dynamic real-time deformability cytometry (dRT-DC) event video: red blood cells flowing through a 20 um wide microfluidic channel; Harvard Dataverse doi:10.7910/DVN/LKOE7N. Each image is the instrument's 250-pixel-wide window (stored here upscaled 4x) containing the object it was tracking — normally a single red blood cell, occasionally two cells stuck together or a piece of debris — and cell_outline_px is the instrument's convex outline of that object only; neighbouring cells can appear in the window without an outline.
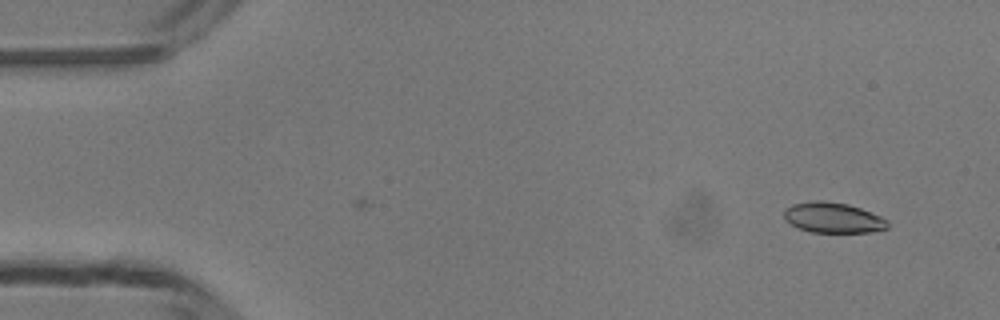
{"species": "common noctule bat (a hibernating species)", "species_latin": "Nyctalus noctula", "temperature_condition": "room temperature", "stored_images_in_passage": 17, "camera_frame_rate_fps": 3000, "um_per_image_px": 0.085, "animal": {"sex": "male", "body_mass_g": 13.3}, "frame": {"image": 1, "passage_image": 17, "time_ms": 5.333, "image_size_px": [1000, 320], "cell_outline_px": [[888, 228], [872, 232], [812, 232], [800, 228], [784, 220], [784, 208], [792, 204], [812, 200], [824, 200], [848, 204], [860, 208], [880, 216], [888, 220]], "centroid_in_image_um": [70.79, 18.49], "position_along_channel_um": 14.2, "area_um2": 18.44}}